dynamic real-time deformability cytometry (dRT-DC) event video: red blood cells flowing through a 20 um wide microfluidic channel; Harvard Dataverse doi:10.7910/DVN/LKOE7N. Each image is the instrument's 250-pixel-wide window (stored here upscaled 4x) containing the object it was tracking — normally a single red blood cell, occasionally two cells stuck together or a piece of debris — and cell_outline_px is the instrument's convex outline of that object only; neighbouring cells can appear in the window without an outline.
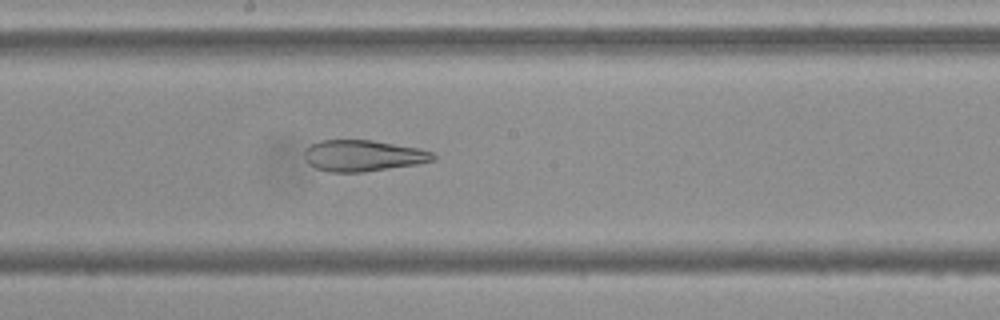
{"species": "Egyptian fruit bat (a non-hibernating species)", "species_latin": "Rousettus aegyptiacus", "temperature_condition": "cold", "stored_images_in_passage": 54, "camera_frame_rate_fps": 3000, "um_per_image_px": 0.085, "frame": {"image": 1, "passage_image": 29, "time_ms": 9.333, "image_size_px": [1000, 320], "cell_outline_px": [[436, 160], [416, 164], [364, 172], [328, 172], [316, 168], [304, 156], [304, 152], [312, 144], [320, 140], [372, 140], [420, 148], [432, 152], [436, 156]], "centroid_in_image_um": [30.9, 13.23], "position_along_channel_um": 217.3, "area_um2": 23.29}}
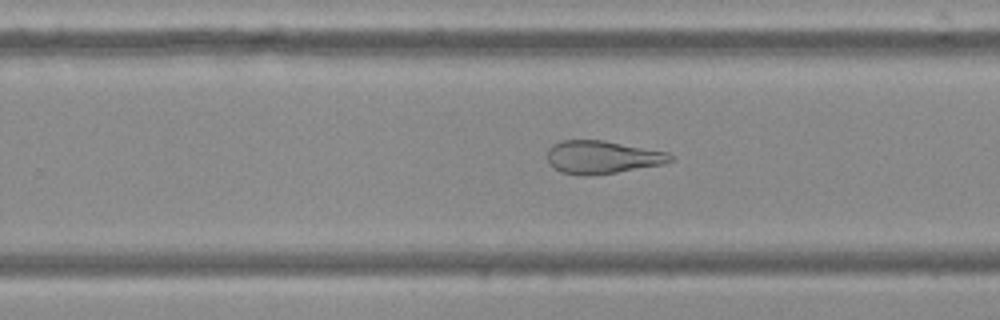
{"frame": {"image": 2, "passage_image": 34, "time_ms": 11.0, "image_size_px": [1000, 320], "cell_outline_px": [[676, 160], [664, 164], [616, 172], [560, 172], [548, 164], [548, 148], [552, 144], [564, 140], [604, 140], [668, 152], [676, 156]], "centroid_in_image_um": [51.27, 13.31], "position_along_channel_um": 278.5, "area_um2": 23.06}}
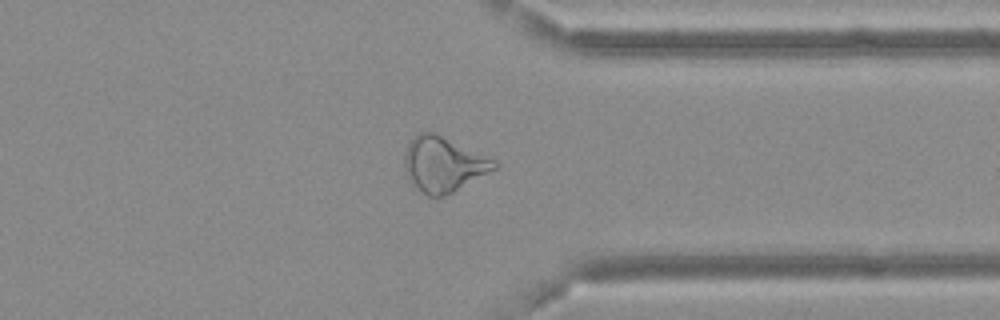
{"frame": {"image": 3, "passage_image": 42, "time_ms": 13.667, "image_size_px": [1000, 320], "cell_outline_px": [[496, 168], [452, 192], [444, 196], [428, 196], [412, 180], [404, 164], [404, 156], [408, 144], [420, 132], [436, 132], [496, 160]], "centroid_in_image_um": [37.71, 13.92], "position_along_channel_um": 373.7, "area_um2": 27.92}}